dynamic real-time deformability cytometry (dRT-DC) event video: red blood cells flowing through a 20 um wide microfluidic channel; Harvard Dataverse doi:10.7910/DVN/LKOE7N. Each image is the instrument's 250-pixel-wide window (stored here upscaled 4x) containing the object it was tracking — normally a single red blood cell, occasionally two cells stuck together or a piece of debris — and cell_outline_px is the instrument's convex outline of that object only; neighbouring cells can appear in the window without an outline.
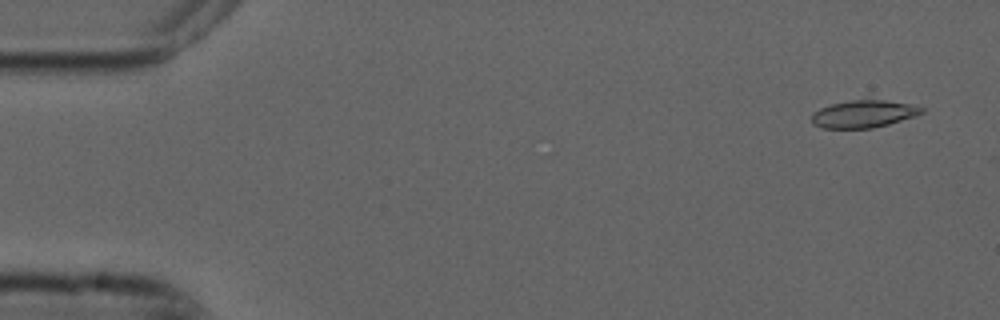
{"species": "common noctule bat (a hibernating species)", "species_latin": "Nyctalus noctula", "temperature_condition": "cold", "stored_images_in_passage": 49, "camera_frame_rate_fps": 3000, "um_per_image_px": 0.085, "animal": {"sex": "male", "forearm_length_mm": 52.5}, "frame": {"image": 1, "passage_image": 3, "time_ms": 0.667, "image_size_px": [1000, 320], "cell_outline_px": [[924, 112], [916, 116], [888, 124], [872, 128], [820, 128], [812, 124], [812, 112], [820, 108], [832, 104], [848, 100], [884, 100], [908, 104], [924, 108]], "centroid_in_image_um": [73.37, 9.69], "position_along_channel_um": 11.6, "area_um2": 17.51}}
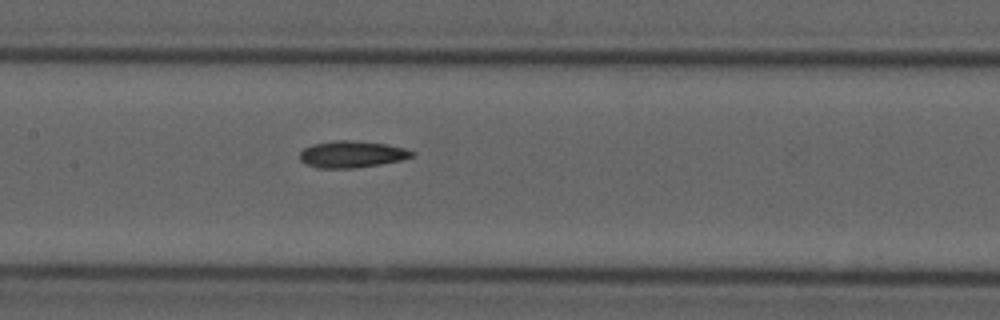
{"frame": {"image": 2, "passage_image": 26, "time_ms": 8.333, "image_size_px": [1000, 320], "cell_outline_px": [[416, 156], [404, 160], [356, 168], [316, 168], [300, 160], [300, 152], [304, 148], [312, 144], [336, 140], [352, 140], [388, 144], [404, 148], [416, 152]], "centroid_in_image_um": [29.96, 13.11], "position_along_channel_um": 177.4, "area_um2": 17.69}}
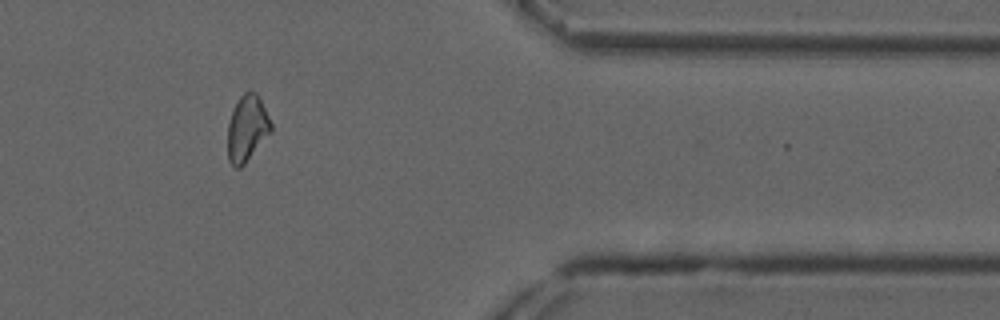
{"frame": {"image": 3, "passage_image": 45, "time_ms": 14.667, "image_size_px": [1000, 320], "cell_outline_px": [[272, 132], [244, 164], [240, 168], [232, 168], [228, 160], [228, 124], [232, 112], [240, 96], [244, 92], [256, 92], [260, 96], [272, 124]], "centroid_in_image_um": [21.01, 10.93], "position_along_channel_um": 390.4, "area_um2": 16.82}, "authors_computed_cell_mechanics": {"area_um2": 17.2244, "velocity_mm_per_s": 3.7457, "shape_relaxation_time_tau1_ms": null, "shape_relaxation_time_tau2_ms": 5.1178, "deformation_change_tau1": null, "deformation_change_tau2": 0.1242}}